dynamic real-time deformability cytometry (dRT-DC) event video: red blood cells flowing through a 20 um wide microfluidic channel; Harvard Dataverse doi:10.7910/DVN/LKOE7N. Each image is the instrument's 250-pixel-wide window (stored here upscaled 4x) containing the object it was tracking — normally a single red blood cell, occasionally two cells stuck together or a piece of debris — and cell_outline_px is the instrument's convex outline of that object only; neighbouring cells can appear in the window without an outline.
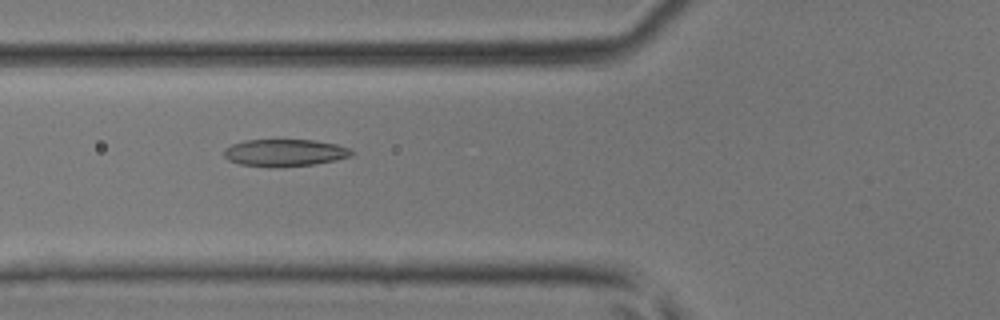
{"species": "common noctule bat (a hibernating species)", "species_latin": "Nyctalus noctula", "temperature_condition": "room temperature", "stored_images_in_passage": 33, "camera_frame_rate_fps": 3000, "um_per_image_px": 0.085, "animal": {"sex": "male", "body_mass_g": 17.9, "forearm_length_mm": 54.2}, "frame": {"image": 1, "passage_image": 4, "time_ms": 1.0, "image_size_px": [1000, 320], "cell_outline_px": [[352, 156], [336, 160], [316, 164], [240, 164], [228, 160], [224, 156], [224, 148], [232, 144], [244, 140], [312, 140], [336, 144], [348, 148], [352, 152]], "centroid_in_image_um": [24.21, 12.93], "position_along_channel_um": 101.6, "area_um2": 19.19}}
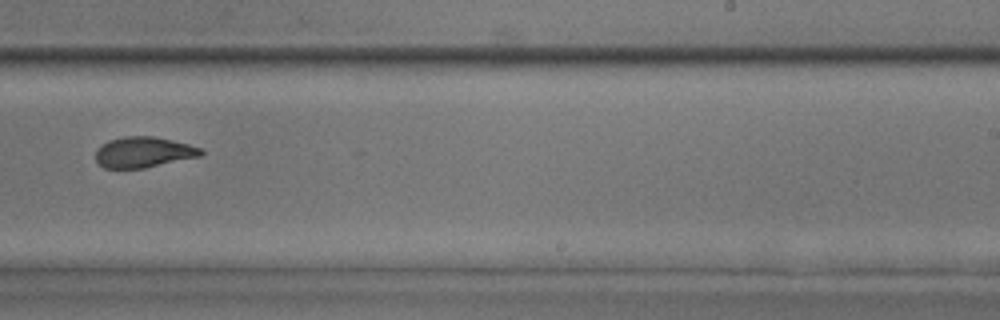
{"frame": {"image": 2, "passage_image": 16, "time_ms": 5.0, "image_size_px": [1000, 320], "cell_outline_px": [[204, 152], [200, 156], [144, 168], [104, 168], [96, 160], [96, 148], [108, 140], [124, 136], [152, 136], [172, 140], [188, 144], [200, 148]], "centroid_in_image_um": [12.17, 12.93], "position_along_channel_um": 276.8, "area_um2": 18.73}}
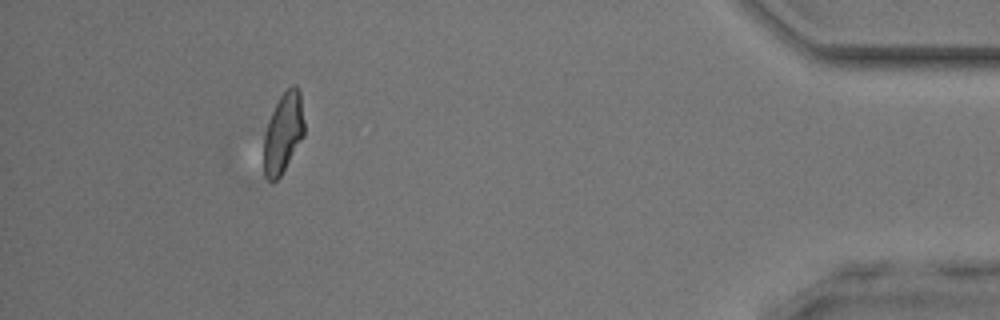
{"frame": {"image": 3, "passage_image": 29, "time_ms": 9.333, "image_size_px": [1000, 320], "cell_outline_px": [[304, 136], [280, 176], [272, 184], [264, 180], [264, 132], [268, 120], [280, 96], [292, 84], [296, 84], [300, 92], [304, 124]], "centroid_in_image_um": [24.06, 11.33], "position_along_channel_um": 411.1, "area_um2": 19.07}}